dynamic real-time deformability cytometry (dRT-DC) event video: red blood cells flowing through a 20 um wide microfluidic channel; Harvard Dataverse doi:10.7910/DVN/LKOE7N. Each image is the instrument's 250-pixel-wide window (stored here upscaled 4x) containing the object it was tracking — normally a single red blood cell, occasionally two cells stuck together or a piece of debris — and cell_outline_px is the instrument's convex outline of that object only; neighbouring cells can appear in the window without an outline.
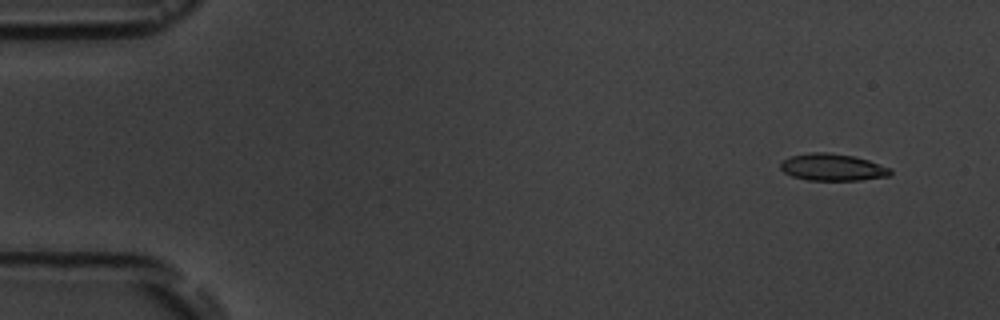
{"species": "common noctule bat (a hibernating species)", "species_latin": "Nyctalus noctula", "temperature_condition": "room temperature", "stored_images_in_passage": 10, "camera_frame_rate_fps": 3000, "um_per_image_px": 0.085, "animal": {"sex": "male", "body_mass_g": 19.5, "forearm_length_mm": 54.6}, "frame": {"image": 1, "passage_image": 2, "time_ms": 1.0, "image_size_px": [1000, 320], "cell_outline_px": [[892, 172], [888, 176], [860, 180], [808, 180], [792, 176], [784, 172], [780, 168], [780, 164], [784, 160], [792, 156], [812, 152], [828, 152], [856, 156], [892, 168]], "centroid_in_image_um": [70.79, 14.21], "position_along_channel_um": 14.2, "area_um2": 17.28}}
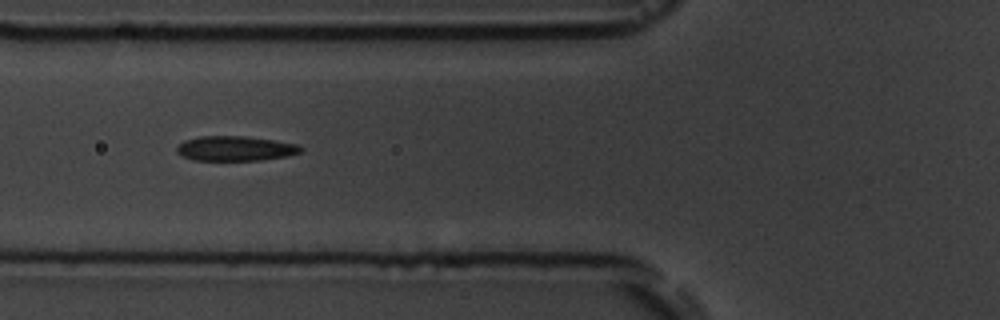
{"frame": {"image": 2, "passage_image": 7, "time_ms": 6.667, "image_size_px": [1000, 320], "cell_outline_px": [[304, 148], [300, 152], [288, 156], [260, 160], [192, 160], [180, 156], [176, 152], [176, 148], [184, 140], [200, 136], [244, 136], [272, 140], [296, 144]], "centroid_in_image_um": [19.96, 12.62], "position_along_channel_um": 105.8, "area_um2": 17.92}}
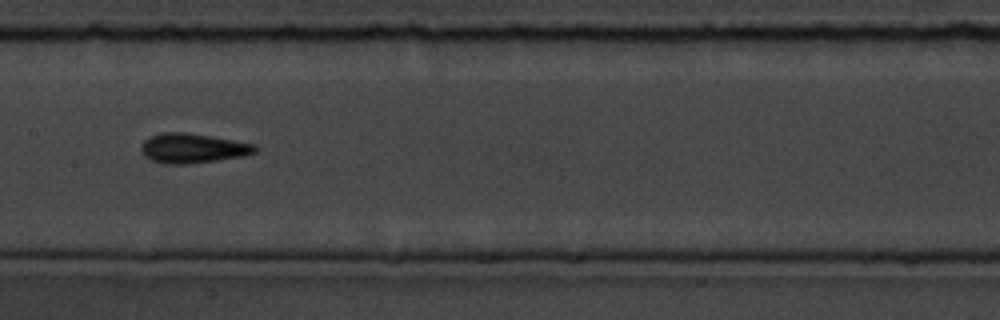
{"frame": {"image": 3, "passage_image": 9, "time_ms": 9.0, "image_size_px": [1000, 320], "cell_outline_px": [[256, 152], [244, 156], [188, 164], [164, 164], [152, 160], [144, 156], [140, 148], [144, 140], [152, 136], [164, 132], [188, 132], [212, 136], [256, 144]], "centroid_in_image_um": [16.38, 12.6], "position_along_channel_um": 191.0, "area_um2": 19.71}}